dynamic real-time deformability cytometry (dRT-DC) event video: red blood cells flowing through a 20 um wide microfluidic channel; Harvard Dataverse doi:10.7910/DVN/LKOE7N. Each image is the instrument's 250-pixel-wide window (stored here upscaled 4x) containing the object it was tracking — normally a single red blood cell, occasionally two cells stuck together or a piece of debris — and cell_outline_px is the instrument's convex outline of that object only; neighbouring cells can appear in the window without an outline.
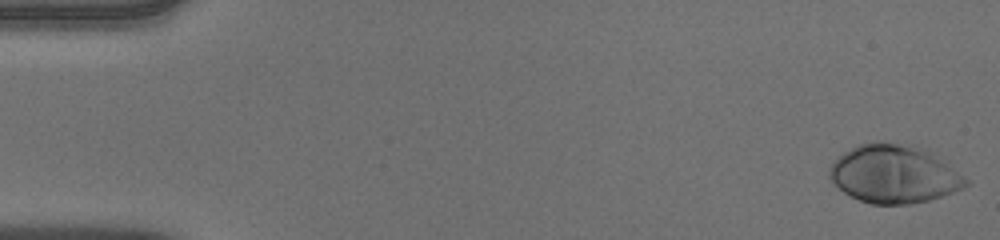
{"species": "human", "species_latin": "Homo sapiens", "temperature_condition": "warm", "stored_images_in_passage": 52, "camera_frame_rate_fps": 3000, "um_per_image_px": 0.085, "donor": {"sex": "male"}, "frame": {"image": 1, "passage_image": 1, "time_ms": 0.0, "image_size_px": [1000, 240], "cell_outline_px": [[968, 184], [964, 188], [928, 200], [908, 204], [872, 204], [860, 200], [844, 192], [828, 176], [828, 172], [832, 164], [844, 152], [860, 144], [896, 144], [928, 148], [964, 176], [968, 180]], "centroid_in_image_um": [76.03, 14.81], "position_along_channel_um": 9.0, "area_um2": 45.37}}
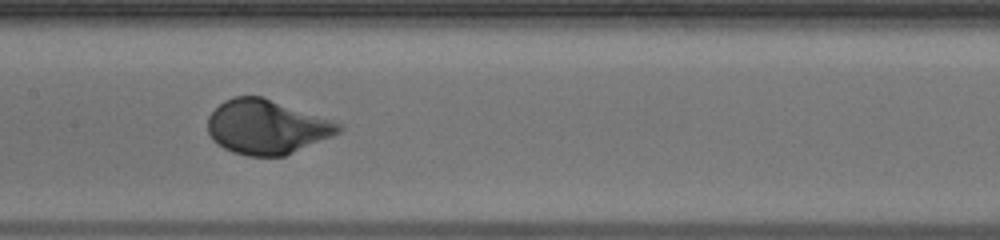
{"frame": {"image": 2, "passage_image": 26, "time_ms": 8.333, "image_size_px": [1000, 240], "cell_outline_px": [[344, 128], [340, 132], [332, 136], [284, 156], [248, 156], [232, 152], [224, 148], [212, 140], [208, 132], [208, 116], [224, 100], [232, 96], [264, 96], [332, 120], [340, 124]], "centroid_in_image_um": [22.66, 10.78], "position_along_channel_um": 184.7, "area_um2": 41.5}}
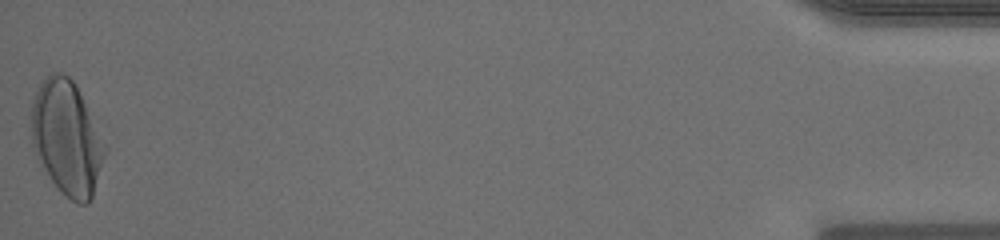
{"frame": {"image": 3, "passage_image": 52, "time_ms": 17.0, "image_size_px": [1000, 240], "cell_outline_px": [[108, 148], [92, 196], [88, 204], [76, 204], [60, 192], [36, 156], [32, 144], [32, 100], [40, 84], [52, 72], [60, 72], [68, 76], [76, 84]], "centroid_in_image_um": [5.7, 11.73], "position_along_channel_um": 429.5, "area_um2": 48.78}, "authors_computed_cell_mechanics": {"area_um2": 41.6449, "velocity_mm_per_s": 3.9122, "shape_relaxation_time_tau1_ms": 2.2267, "shape_relaxation_time_tau2_ms": null, "deformation_change_tau1": 0.1729, "deformation_change_tau2": null}}